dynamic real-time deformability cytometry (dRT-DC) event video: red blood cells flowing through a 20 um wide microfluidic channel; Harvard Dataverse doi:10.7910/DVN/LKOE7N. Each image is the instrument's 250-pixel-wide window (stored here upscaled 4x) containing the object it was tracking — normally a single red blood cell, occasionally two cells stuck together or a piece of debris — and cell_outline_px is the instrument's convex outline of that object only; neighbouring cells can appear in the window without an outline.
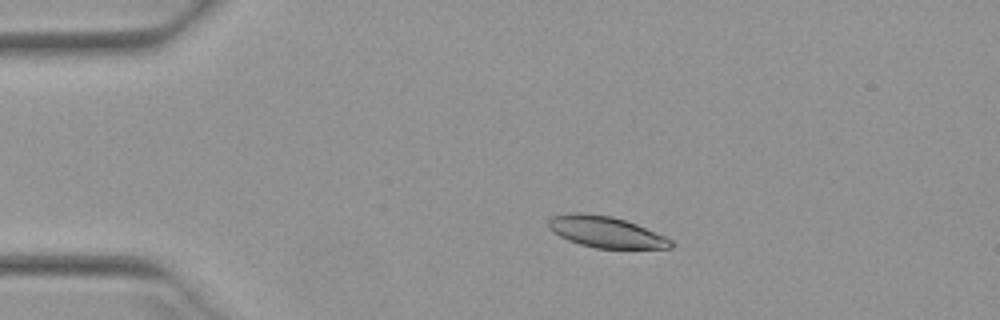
{"species": "Egyptian fruit bat (a non-hibernating species)", "species_latin": "Rousettus aegyptiacus", "temperature_condition": "warm", "stored_images_in_passage": 13, "camera_frame_rate_fps": 3000, "um_per_image_px": 0.085, "animal": {"sex": "female"}, "frame": {"image": 1, "passage_image": 11, "time_ms": 3.333, "image_size_px": [1000, 320], "cell_outline_px": [[672, 248], [596, 248], [580, 244], [568, 240], [552, 232], [548, 228], [548, 220], [552, 216], [568, 212], [584, 212], [612, 216], [636, 224], [664, 236], [672, 240]], "centroid_in_image_um": [51.44, 19.7], "position_along_channel_um": 33.6, "area_um2": 22.25}}